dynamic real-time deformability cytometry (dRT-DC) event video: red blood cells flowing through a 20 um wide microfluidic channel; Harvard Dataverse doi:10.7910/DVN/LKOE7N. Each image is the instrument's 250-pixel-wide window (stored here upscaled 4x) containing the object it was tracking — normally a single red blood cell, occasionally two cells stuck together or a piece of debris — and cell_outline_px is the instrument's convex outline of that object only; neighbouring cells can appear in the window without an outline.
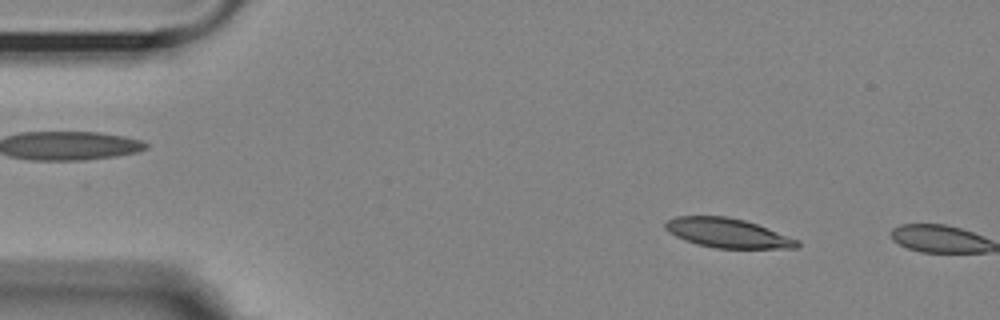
{"species": "Egyptian fruit bat (a non-hibernating species)", "species_latin": "Rousettus aegyptiacus", "temperature_condition": "room temperature", "stored_images_in_passage": 8, "camera_frame_rate_fps": 3000, "um_per_image_px": 0.085, "animal": {"sex": "female"}, "frame": {"image": 1, "passage_image": 7, "time_ms": 2.0, "image_size_px": [1000, 320], "cell_outline_px": [[800, 244], [796, 248], [716, 248], [696, 244], [684, 240], [668, 232], [664, 228], [664, 224], [668, 220], [676, 216], [724, 216], [744, 220], [756, 224], [800, 240]], "centroid_in_image_um": [61.82, 19.81], "position_along_channel_um": 23.2, "area_um2": 22.48}}